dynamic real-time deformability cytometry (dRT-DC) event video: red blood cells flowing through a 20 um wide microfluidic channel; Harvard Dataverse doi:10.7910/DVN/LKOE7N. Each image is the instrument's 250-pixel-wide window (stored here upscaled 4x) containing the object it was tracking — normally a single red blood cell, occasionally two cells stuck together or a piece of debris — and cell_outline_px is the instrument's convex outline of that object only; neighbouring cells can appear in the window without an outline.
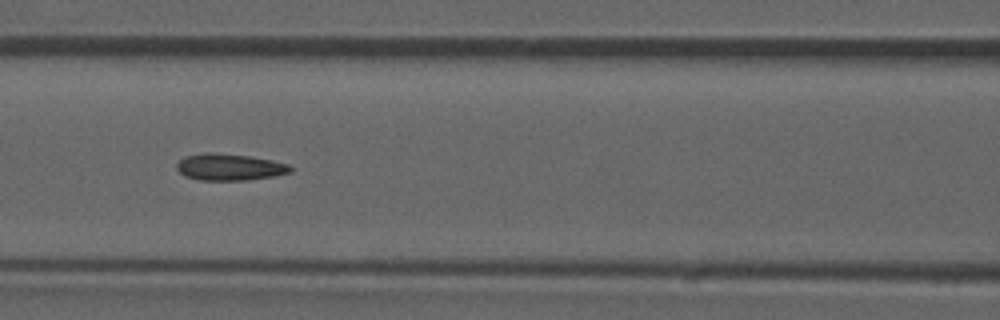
{"species": "common noctule bat (a hibernating species)", "species_latin": "Nyctalus noctula", "temperature_condition": "room temperature", "stored_images_in_passage": 53, "camera_frame_rate_fps": 3000, "um_per_image_px": 0.085, "animal": {"sex": "male", "forearm_length_mm": 52.5}, "frame": {"image": 1, "passage_image": 23, "time_ms": 7.333, "image_size_px": [1000, 320], "cell_outline_px": [[292, 172], [276, 176], [248, 180], [200, 180], [184, 176], [176, 168], [176, 164], [184, 156], [208, 152], [212, 152], [248, 156], [272, 160], [288, 164], [292, 168]], "centroid_in_image_um": [19.51, 14.21], "position_along_channel_um": 147.1, "area_um2": 17.74}, "authors_computed_cell_mechanics": {"area_um2": 17.2822, "velocity_mm_per_s": 3.8691, "shape_relaxation_time_tau1_ms": null, "shape_relaxation_time_tau2_ms": 3.0553, "deformation_change_tau1": null, "deformation_change_tau2": 0.0846}}